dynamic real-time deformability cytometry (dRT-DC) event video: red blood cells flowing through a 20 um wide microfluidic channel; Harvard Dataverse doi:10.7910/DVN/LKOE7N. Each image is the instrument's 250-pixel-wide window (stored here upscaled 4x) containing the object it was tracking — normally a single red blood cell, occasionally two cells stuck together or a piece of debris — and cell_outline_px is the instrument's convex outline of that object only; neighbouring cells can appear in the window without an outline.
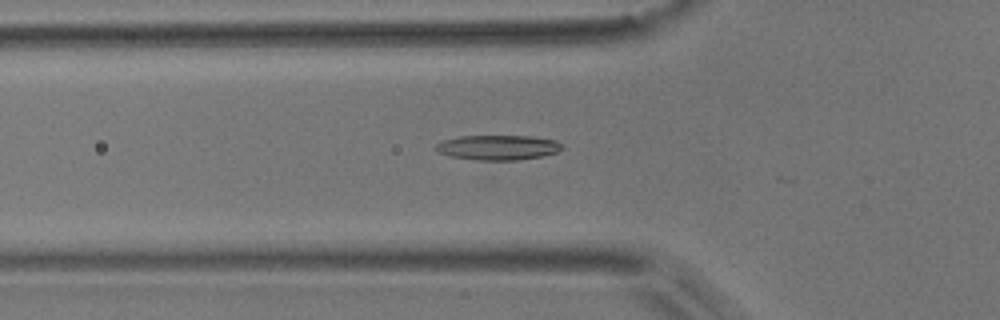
{"species": "common noctule bat (a hibernating species)", "species_latin": "Nyctalus noctula", "temperature_condition": "room temperature", "stored_images_in_passage": 16, "camera_frame_rate_fps": 3000, "um_per_image_px": 0.085, "animal": {"sex": "male", "body_mass_g": 17.9}, "frame": {"image": 1, "passage_image": 5, "time_ms": 1.333, "image_size_px": [1000, 320], "cell_outline_px": [[564, 148], [556, 152], [544, 156], [516, 160], [476, 160], [448, 156], [440, 152], [436, 148], [436, 144], [440, 140], [460, 136], [532, 136], [556, 140], [564, 144]], "centroid_in_image_um": [42.35, 12.53], "position_along_channel_um": 83.4, "area_um2": 18.5}}
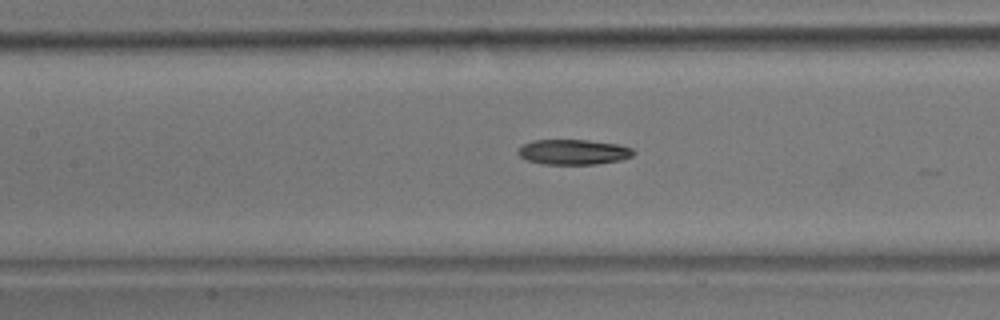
{"frame": {"image": 2, "passage_image": 11, "time_ms": 3.333, "image_size_px": [1000, 320], "cell_outline_px": [[636, 152], [632, 156], [620, 160], [596, 164], [544, 164], [524, 160], [516, 152], [524, 144], [532, 140], [588, 140], [620, 144], [632, 148]], "centroid_in_image_um": [48.75, 12.92], "position_along_channel_um": 158.7, "area_um2": 17.05}}
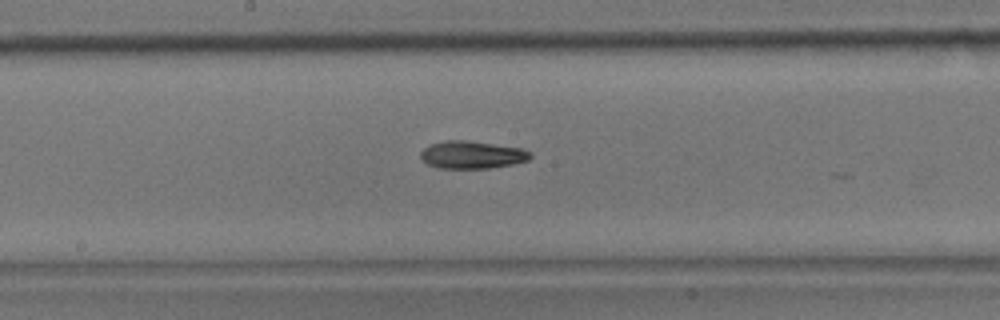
{"frame": {"image": 3, "passage_image": 15, "time_ms": 4.667, "image_size_px": [1000, 320], "cell_outline_px": [[532, 156], [528, 160], [512, 164], [488, 168], [436, 168], [428, 164], [420, 156], [420, 152], [424, 148], [432, 144], [444, 140], [464, 140], [524, 148], [532, 152]], "centroid_in_image_um": [40.14, 13.15], "position_along_channel_um": 208.1, "area_um2": 17.63}}